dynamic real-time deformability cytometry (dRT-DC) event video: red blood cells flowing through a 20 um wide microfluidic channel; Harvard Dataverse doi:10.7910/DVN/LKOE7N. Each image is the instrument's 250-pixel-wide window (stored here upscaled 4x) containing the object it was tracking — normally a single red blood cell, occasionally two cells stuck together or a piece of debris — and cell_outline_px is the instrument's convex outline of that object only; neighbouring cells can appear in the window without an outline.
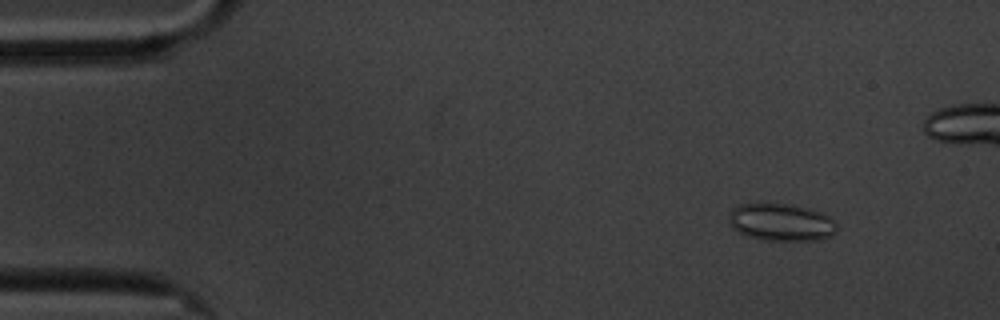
{"species": "common noctule bat (a hibernating species)", "species_latin": "Nyctalus noctula", "temperature_condition": "cold", "stored_images_in_passage": 59, "camera_frame_rate_fps": 3000, "um_per_image_px": 0.085, "animal": {"sex": "male", "body_mass_g": 20.1, "forearm_length_mm": 53.5}, "frame": {"image": 1, "passage_image": 6, "time_ms": 1.667, "image_size_px": [1000, 320], "cell_outline_px": [[836, 232], [832, 236], [820, 240], [764, 240], [748, 236], [732, 228], [728, 220], [728, 216], [732, 208], [740, 204], [760, 200], [764, 200], [792, 204], [808, 208], [820, 212], [828, 216], [836, 224]], "centroid_in_image_um": [66.35, 18.84], "position_along_channel_um": 18.7, "area_um2": 24.33}}
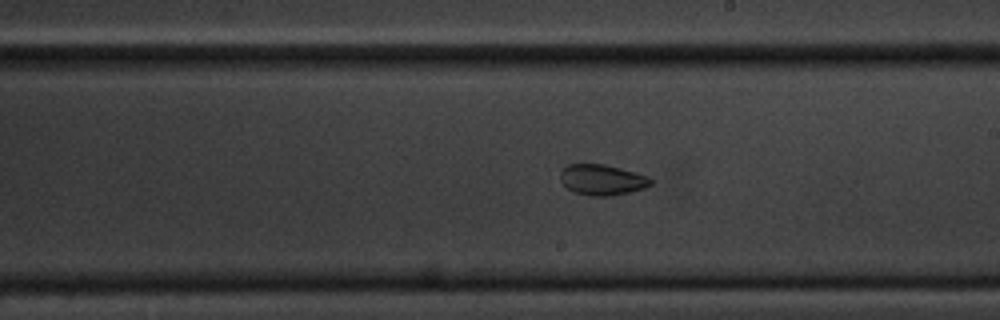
{"frame": {"image": 2, "passage_image": 33, "time_ms": 10.667, "image_size_px": [1000, 320], "cell_outline_px": [[652, 184], [644, 188], [632, 192], [612, 196], [592, 196], [576, 192], [568, 188], [560, 180], [560, 172], [568, 164], [604, 164], [636, 172], [648, 176], [652, 180]], "centroid_in_image_um": [51.21, 15.28], "position_along_channel_um": 237.8, "area_um2": 16.18}}
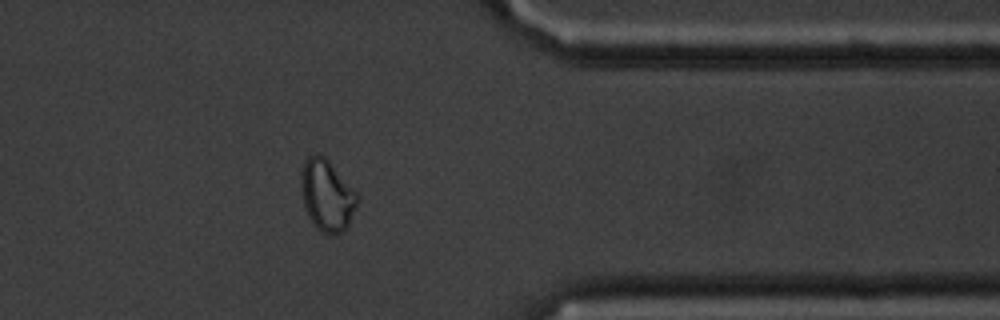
{"frame": {"image": 3, "passage_image": 47, "time_ms": 15.333, "image_size_px": [1000, 320], "cell_outline_px": [[360, 200], [348, 224], [340, 232], [320, 232], [316, 228], [308, 216], [304, 204], [300, 188], [300, 176], [304, 160], [312, 152], [316, 152], [324, 156], [328, 160], [360, 196]], "centroid_in_image_um": [27.77, 16.55], "position_along_channel_um": 383.6, "area_um2": 23.41}, "authors_computed_cell_mechanics": {"area_um2": 20.3456, "velocity_mm_per_s": 3.3857, "shape_relaxation_time_tau1_ms": null, "shape_relaxation_time_tau2_ms": 2.5292, "deformation_change_tau1": null, "deformation_change_tau2": 0.0558}}